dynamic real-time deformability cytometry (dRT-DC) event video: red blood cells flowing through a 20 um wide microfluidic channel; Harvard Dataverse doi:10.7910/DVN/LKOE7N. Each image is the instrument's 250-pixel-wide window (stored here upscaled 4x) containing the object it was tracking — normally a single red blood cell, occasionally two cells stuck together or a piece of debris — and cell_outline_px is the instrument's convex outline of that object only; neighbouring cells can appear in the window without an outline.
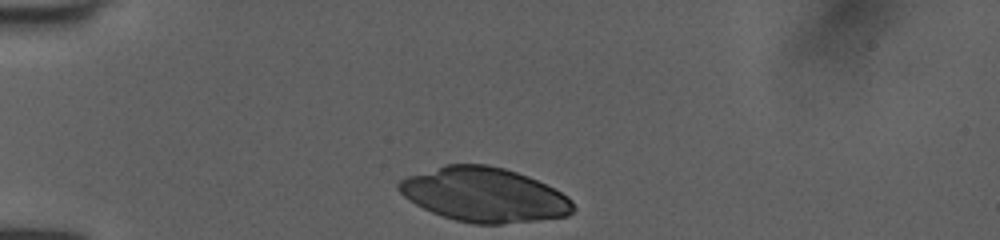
{"species": "human", "species_latin": "Homo sapiens", "temperature_condition": "room temperature", "stored_images_in_passage": 32, "camera_frame_rate_fps": 3000, "um_per_image_px": 0.085, "donor": {"sex": "female"}, "frame": {"image": 1, "passage_image": 1, "time_ms": 0.0, "image_size_px": [1000, 240], "cell_outline_px": [[576, 208], [568, 216], [536, 220], [500, 224], [472, 224], [456, 220], [432, 212], [416, 204], [404, 196], [396, 188], [396, 184], [400, 180], [408, 176], [444, 164], [488, 164], [504, 168], [528, 176], [568, 196], [572, 200]], "centroid_in_image_um": [41.15, 16.55], "position_along_channel_um": 43.8, "area_um2": 55.03}}
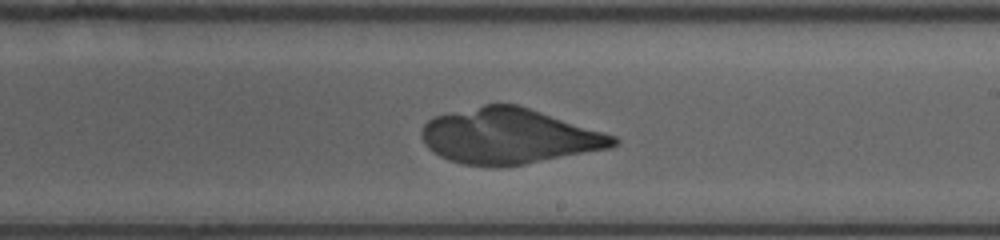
{"frame": {"image": 2, "passage_image": 19, "time_ms": 6.0, "image_size_px": [1000, 240], "cell_outline_px": [[620, 140], [612, 148], [524, 164], [492, 168], [464, 164], [448, 160], [432, 152], [424, 144], [420, 136], [420, 132], [424, 124], [428, 120], [436, 116], [484, 104], [516, 104], [616, 136]], "centroid_in_image_um": [43.24, 11.59], "position_along_channel_um": 245.8, "area_um2": 61.9}}
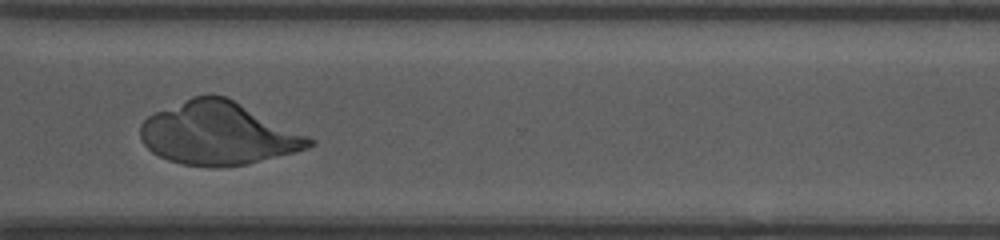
{"frame": {"image": 3, "passage_image": 27, "time_ms": 8.667, "image_size_px": [1000, 240], "cell_outline_px": [[316, 144], [308, 148], [248, 164], [184, 164], [168, 160], [152, 152], [140, 140], [140, 124], [148, 116], [156, 112], [192, 96], [228, 96], [316, 140]], "centroid_in_image_um": [18.56, 11.31], "position_along_channel_um": 352.0, "area_um2": 60.75}}